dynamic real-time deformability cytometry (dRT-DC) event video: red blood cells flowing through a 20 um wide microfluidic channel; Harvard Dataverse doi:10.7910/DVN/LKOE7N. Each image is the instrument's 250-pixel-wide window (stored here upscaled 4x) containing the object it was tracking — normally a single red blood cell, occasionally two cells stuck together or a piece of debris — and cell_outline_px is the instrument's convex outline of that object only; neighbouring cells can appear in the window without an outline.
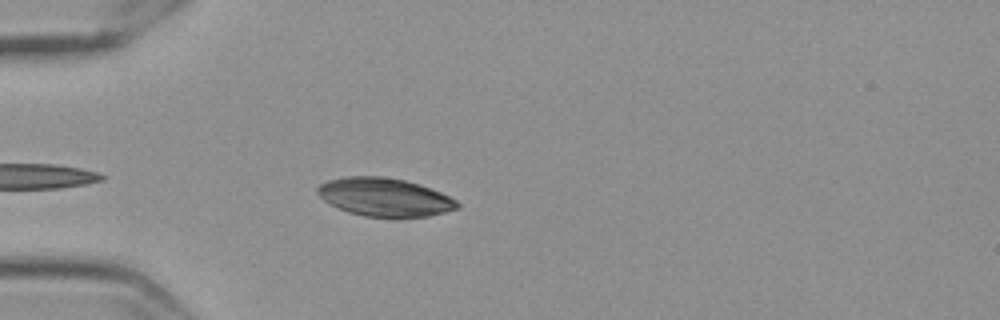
{"species": "Egyptian fruit bat (a non-hibernating species)", "species_latin": "Rousettus aegyptiacus", "temperature_condition": "cold", "stored_images_in_passage": 43, "camera_frame_rate_fps": 3000, "um_per_image_px": 0.085, "frame": {"image": 1, "passage_image": 5, "time_ms": 1.333, "image_size_px": [1000, 320], "cell_outline_px": [[460, 208], [428, 216], [396, 220], [364, 216], [348, 212], [324, 200], [316, 192], [316, 188], [320, 184], [328, 180], [344, 176], [380, 176], [404, 180], [420, 184], [440, 192], [456, 200], [460, 204]], "centroid_in_image_um": [32.71, 16.79], "position_along_channel_um": 52.3, "area_um2": 31.79}}
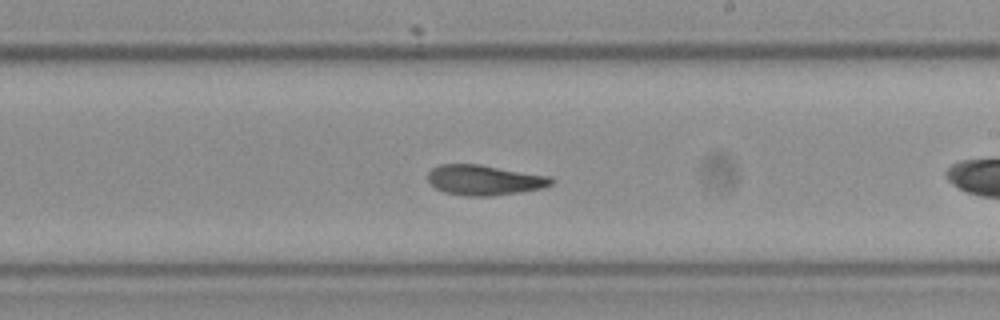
{"frame": {"image": 2, "passage_image": 19, "time_ms": 6.0, "image_size_px": [1000, 320], "cell_outline_px": [[556, 180], [552, 184], [544, 188], [520, 192], [492, 196], [468, 196], [444, 192], [436, 188], [428, 180], [428, 172], [432, 168], [440, 164], [480, 164], [552, 176]], "centroid_in_image_um": [41.22, 15.3], "position_along_channel_um": 247.8, "area_um2": 21.96}}
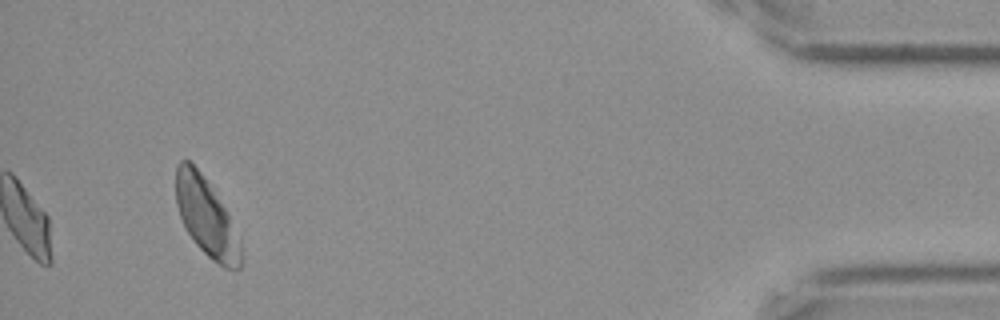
{"frame": {"image": 3, "passage_image": 43, "time_ms": 14.0, "image_size_px": [1000, 320], "cell_outline_px": [[244, 260], [240, 268], [224, 268], [212, 260], [192, 240], [184, 228], [176, 204], [176, 164], [180, 160], [188, 160], [200, 172], [228, 212], [240, 240]], "centroid_in_image_um": [17.55, 18.5], "position_along_channel_um": 417.6, "area_um2": 29.65}, "authors_computed_cell_mechanics": {"area_um2": 21.7328, "velocity_mm_per_s": 3.5108, "shape_relaxation_time_tau1_ms": 9.5625, "shape_relaxation_time_tau2_ms": 1.7833, "deformation_change_tau1": 0.2322, "deformation_change_tau2": 0.08}}